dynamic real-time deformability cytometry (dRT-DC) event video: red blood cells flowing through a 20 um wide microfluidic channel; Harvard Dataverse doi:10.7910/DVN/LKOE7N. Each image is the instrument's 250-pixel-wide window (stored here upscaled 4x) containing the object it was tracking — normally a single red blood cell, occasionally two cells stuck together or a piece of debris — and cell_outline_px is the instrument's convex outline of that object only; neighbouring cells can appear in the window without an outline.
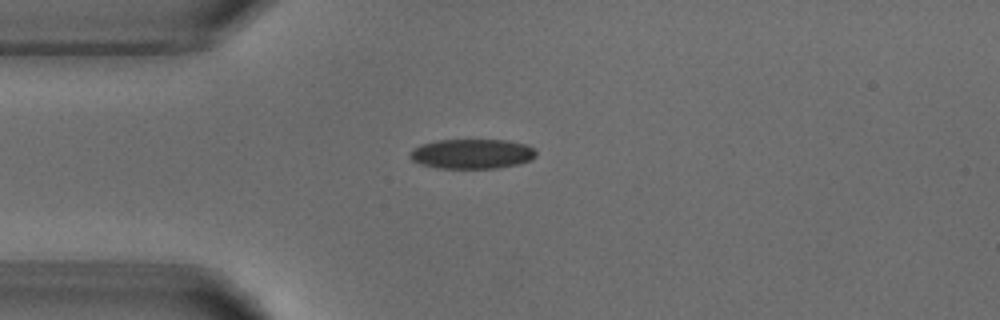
{"species": "common noctule bat (a hibernating species)", "species_latin": "Nyctalus noctula", "temperature_condition": "warm", "stored_images_in_passage": 1, "camera_frame_rate_fps": 3000, "um_per_image_px": 0.085, "animal": {"sex": "male", "body_mass_g": 18.8}, "frame": {"image": 1, "passage_image": 1, "time_ms": 0.0, "image_size_px": [1000, 320], "cell_outline_px": [[536, 156], [532, 160], [520, 164], [500, 168], [440, 168], [420, 164], [412, 160], [408, 156], [408, 152], [412, 148], [420, 144], [436, 140], [508, 140], [528, 144], [536, 152]], "centroid_in_image_um": [40.11, 13.07], "position_along_channel_um": 44.9, "area_um2": 22.25}}